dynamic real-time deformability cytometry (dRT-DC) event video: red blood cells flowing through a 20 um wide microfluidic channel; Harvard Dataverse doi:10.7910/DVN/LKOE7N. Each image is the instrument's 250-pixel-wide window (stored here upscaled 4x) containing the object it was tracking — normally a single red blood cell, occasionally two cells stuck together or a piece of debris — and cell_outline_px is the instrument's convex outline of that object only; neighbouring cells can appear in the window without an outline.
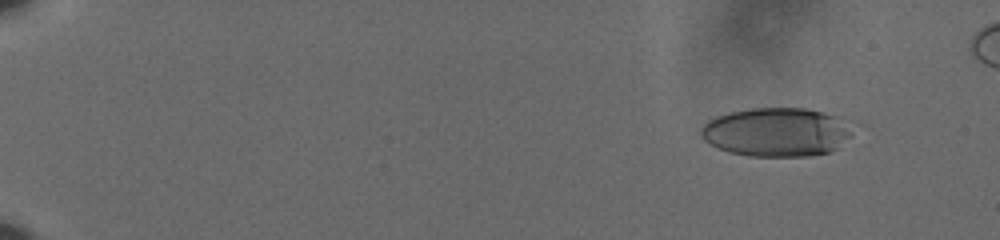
{"species": "human", "species_latin": "Homo sapiens", "temperature_condition": "cold", "stored_images_in_passage": 54, "camera_frame_rate_fps": 3000, "um_per_image_px": 0.085, "donor": {"sex": "male"}, "frame": {"image": 1, "passage_image": 1, "time_ms": 0.0, "image_size_px": [1000, 240], "cell_outline_px": [[852, 136], [836, 148], [828, 152], [808, 156], [748, 156], [728, 152], [716, 148], [704, 140], [700, 132], [700, 128], [708, 120], [716, 116], [728, 112], [752, 108], [804, 108], [824, 112], [840, 116], [852, 120]], "centroid_in_image_um": [66.04, 11.21], "position_along_channel_um": 19.0, "area_um2": 43.81}}
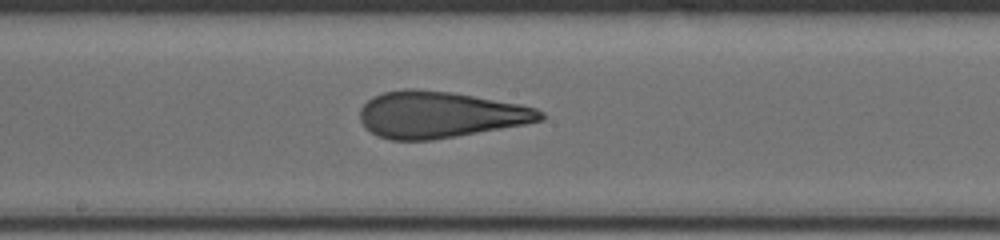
{"frame": {"image": 2, "passage_image": 30, "time_ms": 9.667, "image_size_px": [1000, 240], "cell_outline_px": [[544, 120], [524, 124], [456, 136], [432, 140], [392, 140], [380, 136], [364, 128], [360, 120], [360, 108], [372, 96], [384, 92], [404, 88], [416, 88], [452, 92], [520, 104], [536, 108], [544, 112]], "centroid_in_image_um": [37.36, 9.73], "position_along_channel_um": 210.8, "area_um2": 48.9}}
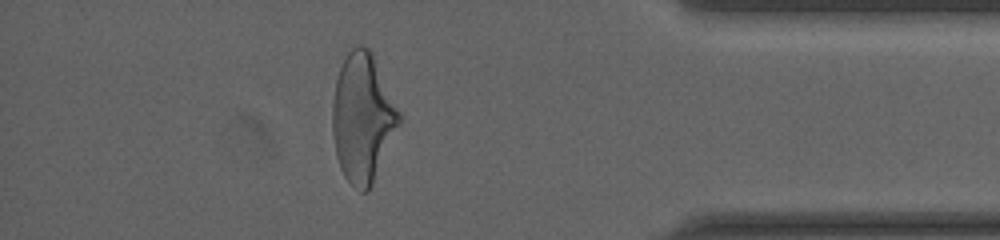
{"frame": {"image": 3, "passage_image": 48, "time_ms": 15.667, "image_size_px": [1000, 240], "cell_outline_px": [[400, 124], [372, 184], [368, 192], [360, 192], [344, 176], [340, 168], [336, 156], [332, 132], [332, 100], [336, 80], [340, 68], [348, 52], [352, 48], [360, 44], [368, 48], [372, 52], [400, 112]], "centroid_in_image_um": [30.81, 10.02], "position_along_channel_um": 404.4, "area_um2": 49.77}, "authors_computed_cell_mechanics": {"area_um2": 47.8584, "velocity_mm_per_s": 3.6515, "shape_relaxation_time_tau1_ms": 6.7877, "shape_relaxation_time_tau2_ms": 1.4368, "deformation_change_tau1": 0.2265, "deformation_change_tau2": 0.1126}}